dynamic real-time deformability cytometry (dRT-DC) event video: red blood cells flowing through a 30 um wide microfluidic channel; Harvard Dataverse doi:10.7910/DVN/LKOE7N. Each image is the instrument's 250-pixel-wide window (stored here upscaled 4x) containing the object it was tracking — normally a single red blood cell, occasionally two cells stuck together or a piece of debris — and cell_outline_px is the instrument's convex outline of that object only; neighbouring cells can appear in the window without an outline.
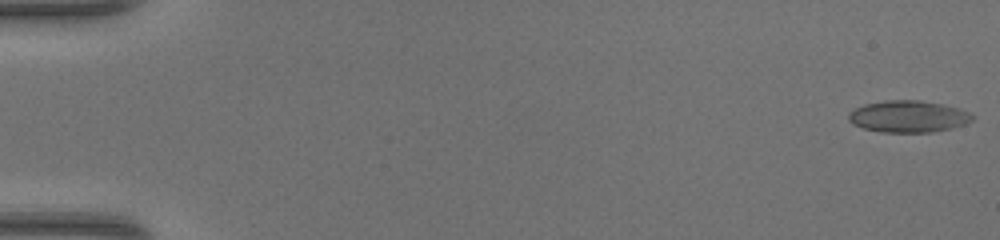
{"species": "common noctule bat (a hibernating species)", "species_latin": "Nyctalus noctula", "temperature_condition": "warm", "stored_images_in_passage": 49, "camera_frame_rate_fps": 3000, "um_per_image_px": 0.085, "animal": {"sex": "female", "body_mass_g": 17.0, "forearm_length_mm": 48.0}, "frame": {"image": 1, "passage_image": 1, "time_ms": 0.0, "image_size_px": [1000, 240], "cell_outline_px": [[976, 116], [972, 120], [964, 124], [952, 128], [932, 132], [880, 132], [864, 128], [852, 124], [848, 120], [848, 112], [864, 104], [884, 100], [920, 100], [940, 104], [956, 108], [968, 112]], "centroid_in_image_um": [77.17, 9.9], "position_along_channel_um": 7.8, "area_um2": 22.89}}
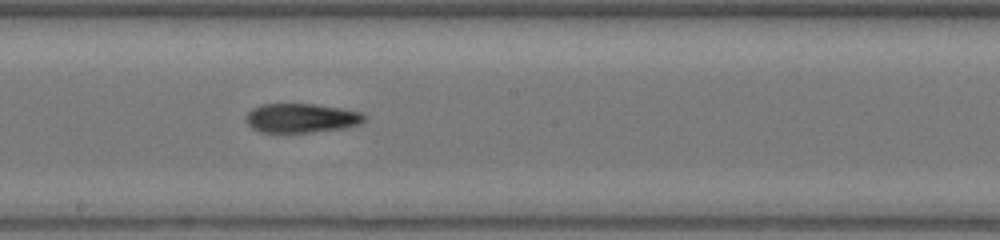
{"frame": {"image": 2, "passage_image": 28, "time_ms": 9.0, "image_size_px": [1000, 240], "cell_outline_px": [[368, 120], [360, 124], [344, 128], [312, 132], [260, 132], [252, 128], [248, 124], [244, 116], [252, 108], [260, 104], [312, 104], [340, 108], [360, 112], [368, 116]], "centroid_in_image_um": [25.62, 10.03], "position_along_channel_um": 222.6, "area_um2": 20.29}}
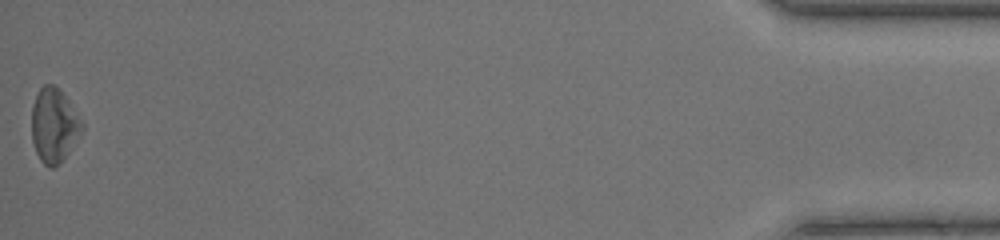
{"frame": {"image": 3, "passage_image": 49, "time_ms": 16.0, "image_size_px": [1000, 240], "cell_outline_px": [[84, 128], [60, 164], [52, 168], [48, 168], [40, 160], [36, 152], [32, 140], [32, 104], [40, 88], [44, 84], [52, 84], [64, 96], [84, 124]], "centroid_in_image_um": [4.57, 10.69], "position_along_channel_um": 430.6, "area_um2": 21.39}, "authors_computed_cell_mechanics": {"area_um2": 20.9236, "velocity_mm_per_s": 4.3275, "shape_relaxation_time_tau1_ms": null, "shape_relaxation_time_tau2_ms": 5.497, "deformation_change_tau1": null, "deformation_change_tau2": 0.1562}}